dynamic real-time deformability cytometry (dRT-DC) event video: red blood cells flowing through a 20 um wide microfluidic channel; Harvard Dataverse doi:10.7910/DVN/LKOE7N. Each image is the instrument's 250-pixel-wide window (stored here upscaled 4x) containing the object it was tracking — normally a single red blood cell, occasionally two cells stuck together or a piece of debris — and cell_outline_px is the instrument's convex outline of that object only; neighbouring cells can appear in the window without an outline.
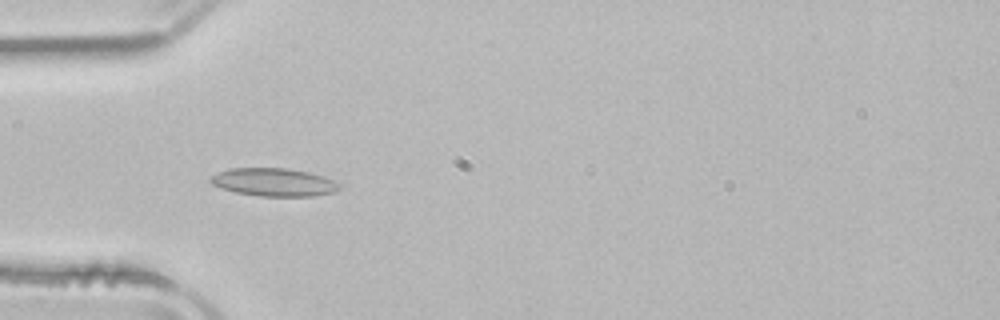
{"species": "common noctule bat (a hibernating species)", "species_latin": "Nyctalus noctula", "temperature_condition": "room temperature", "stored_images_in_passage": 40, "camera_frame_rate_fps": 3000, "um_per_image_px": 0.085, "animal": {"sex": "male", "body_mass_g": 21.5, "forearm_length_mm": 52.0}, "frame": {"image": 1, "passage_image": 4, "time_ms": 1.0, "image_size_px": [1000, 320], "cell_outline_px": [[344, 188], [336, 192], [312, 196], [260, 196], [236, 192], [212, 184], [208, 180], [216, 172], [228, 168], [288, 168], [308, 172], [324, 176], [340, 184]], "centroid_in_image_um": [23.31, 15.48], "position_along_channel_um": 61.7, "area_um2": 21.15}}
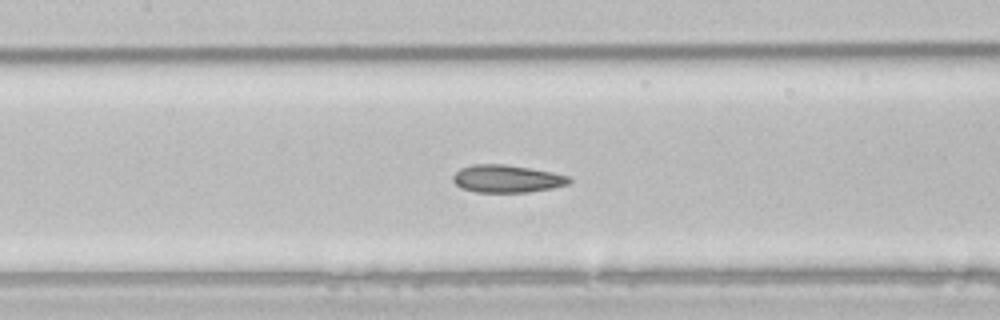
{"frame": {"image": 2, "passage_image": 12, "time_ms": 3.667, "image_size_px": [1000, 320], "cell_outline_px": [[572, 180], [568, 184], [552, 188], [528, 192], [476, 192], [460, 188], [452, 180], [452, 176], [460, 168], [472, 164], [504, 164], [552, 172], [568, 176]], "centroid_in_image_um": [43.05, 15.19], "position_along_channel_um": 164.3, "area_um2": 18.67}}
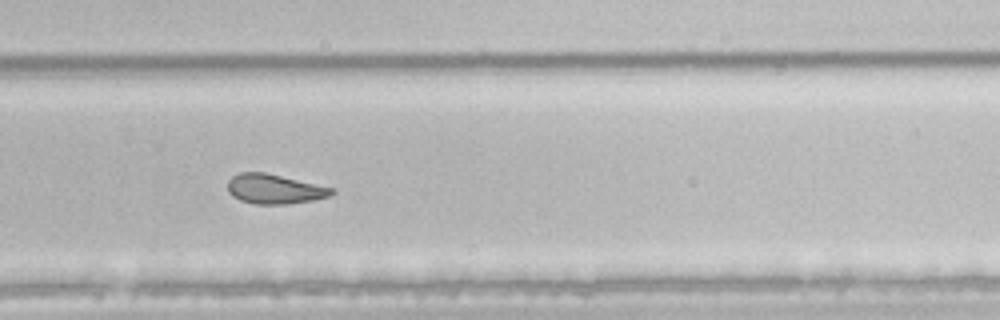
{"frame": {"image": 3, "passage_image": 23, "time_ms": 7.333, "image_size_px": [1000, 320], "cell_outline_px": [[336, 192], [328, 196], [312, 200], [284, 204], [256, 204], [240, 200], [232, 196], [228, 192], [228, 180], [232, 176], [240, 172], [264, 172], [332, 188]], "centroid_in_image_um": [23.27, 16.06], "position_along_channel_um": 306.5, "area_um2": 17.69}, "authors_computed_cell_mechanics": {"area_um2": 19.0162, "velocity_mm_per_s": 3.8964, "shape_relaxation_time_tau1_ms": 5.4096, "shape_relaxation_time_tau2_ms": 2.2925, "deformation_change_tau1": 0.1431, "deformation_change_tau2": 0.0906}}